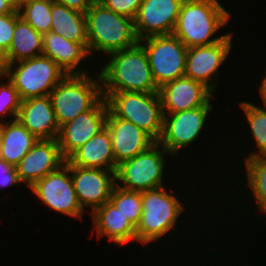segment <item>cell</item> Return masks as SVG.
Masks as SVG:
<instances>
[{"label":"cell","instance_id":"obj_16","mask_svg":"<svg viewBox=\"0 0 266 266\" xmlns=\"http://www.w3.org/2000/svg\"><path fill=\"white\" fill-rule=\"evenodd\" d=\"M65 161L57 139H39L15 167L21 183H27L30 188Z\"/></svg>","mask_w":266,"mask_h":266},{"label":"cell","instance_id":"obj_34","mask_svg":"<svg viewBox=\"0 0 266 266\" xmlns=\"http://www.w3.org/2000/svg\"><path fill=\"white\" fill-rule=\"evenodd\" d=\"M56 2L67 6L70 9L86 13L95 0H55Z\"/></svg>","mask_w":266,"mask_h":266},{"label":"cell","instance_id":"obj_7","mask_svg":"<svg viewBox=\"0 0 266 266\" xmlns=\"http://www.w3.org/2000/svg\"><path fill=\"white\" fill-rule=\"evenodd\" d=\"M14 64H19L16 69H12ZM66 75L53 60L40 55L11 63L4 77L8 78L17 89L21 100H25L33 97L49 96Z\"/></svg>","mask_w":266,"mask_h":266},{"label":"cell","instance_id":"obj_20","mask_svg":"<svg viewBox=\"0 0 266 266\" xmlns=\"http://www.w3.org/2000/svg\"><path fill=\"white\" fill-rule=\"evenodd\" d=\"M66 161L78 167L116 171L117 165L108 128L105 127L94 135L83 146L74 151Z\"/></svg>","mask_w":266,"mask_h":266},{"label":"cell","instance_id":"obj_3","mask_svg":"<svg viewBox=\"0 0 266 266\" xmlns=\"http://www.w3.org/2000/svg\"><path fill=\"white\" fill-rule=\"evenodd\" d=\"M85 16L89 54L95 50L109 55L139 43L134 20L113 12L98 0L92 3Z\"/></svg>","mask_w":266,"mask_h":266},{"label":"cell","instance_id":"obj_24","mask_svg":"<svg viewBox=\"0 0 266 266\" xmlns=\"http://www.w3.org/2000/svg\"><path fill=\"white\" fill-rule=\"evenodd\" d=\"M42 40L43 35L19 16L7 51L10 64L42 55Z\"/></svg>","mask_w":266,"mask_h":266},{"label":"cell","instance_id":"obj_19","mask_svg":"<svg viewBox=\"0 0 266 266\" xmlns=\"http://www.w3.org/2000/svg\"><path fill=\"white\" fill-rule=\"evenodd\" d=\"M16 119L38 140L58 138L60 127L49 96L22 100Z\"/></svg>","mask_w":266,"mask_h":266},{"label":"cell","instance_id":"obj_1","mask_svg":"<svg viewBox=\"0 0 266 266\" xmlns=\"http://www.w3.org/2000/svg\"><path fill=\"white\" fill-rule=\"evenodd\" d=\"M101 69L102 93L158 92L144 47L137 45L111 54Z\"/></svg>","mask_w":266,"mask_h":266},{"label":"cell","instance_id":"obj_21","mask_svg":"<svg viewBox=\"0 0 266 266\" xmlns=\"http://www.w3.org/2000/svg\"><path fill=\"white\" fill-rule=\"evenodd\" d=\"M42 55L53 60L66 74H89L76 68L85 57H89L88 50L81 44L65 39L62 35L52 31L43 34Z\"/></svg>","mask_w":266,"mask_h":266},{"label":"cell","instance_id":"obj_31","mask_svg":"<svg viewBox=\"0 0 266 266\" xmlns=\"http://www.w3.org/2000/svg\"><path fill=\"white\" fill-rule=\"evenodd\" d=\"M113 12L134 20L142 0H98Z\"/></svg>","mask_w":266,"mask_h":266},{"label":"cell","instance_id":"obj_23","mask_svg":"<svg viewBox=\"0 0 266 266\" xmlns=\"http://www.w3.org/2000/svg\"><path fill=\"white\" fill-rule=\"evenodd\" d=\"M51 21L53 33L88 48L87 21L84 13L55 1L52 2Z\"/></svg>","mask_w":266,"mask_h":266},{"label":"cell","instance_id":"obj_2","mask_svg":"<svg viewBox=\"0 0 266 266\" xmlns=\"http://www.w3.org/2000/svg\"><path fill=\"white\" fill-rule=\"evenodd\" d=\"M229 17L230 13L218 0H183L172 34L187 48L208 46L229 35L211 38L227 24Z\"/></svg>","mask_w":266,"mask_h":266},{"label":"cell","instance_id":"obj_8","mask_svg":"<svg viewBox=\"0 0 266 266\" xmlns=\"http://www.w3.org/2000/svg\"><path fill=\"white\" fill-rule=\"evenodd\" d=\"M160 146L156 141L133 159L118 165L115 171V180L124 183V185L121 186L118 183L116 185L125 190L139 192L162 187L164 157L170 153L163 146Z\"/></svg>","mask_w":266,"mask_h":266},{"label":"cell","instance_id":"obj_28","mask_svg":"<svg viewBox=\"0 0 266 266\" xmlns=\"http://www.w3.org/2000/svg\"><path fill=\"white\" fill-rule=\"evenodd\" d=\"M240 107L246 115L258 149V152H252L245 160L247 158L266 156V109L245 101L240 103Z\"/></svg>","mask_w":266,"mask_h":266},{"label":"cell","instance_id":"obj_5","mask_svg":"<svg viewBox=\"0 0 266 266\" xmlns=\"http://www.w3.org/2000/svg\"><path fill=\"white\" fill-rule=\"evenodd\" d=\"M102 96L115 117L132 122L155 141L160 139L164 113L158 92H115Z\"/></svg>","mask_w":266,"mask_h":266},{"label":"cell","instance_id":"obj_15","mask_svg":"<svg viewBox=\"0 0 266 266\" xmlns=\"http://www.w3.org/2000/svg\"><path fill=\"white\" fill-rule=\"evenodd\" d=\"M182 2L183 0H142L134 18L138 39L172 34Z\"/></svg>","mask_w":266,"mask_h":266},{"label":"cell","instance_id":"obj_11","mask_svg":"<svg viewBox=\"0 0 266 266\" xmlns=\"http://www.w3.org/2000/svg\"><path fill=\"white\" fill-rule=\"evenodd\" d=\"M210 102L203 107L164 114L163 130L157 142L172 156L191 145L201 133L208 113L213 109Z\"/></svg>","mask_w":266,"mask_h":266},{"label":"cell","instance_id":"obj_4","mask_svg":"<svg viewBox=\"0 0 266 266\" xmlns=\"http://www.w3.org/2000/svg\"><path fill=\"white\" fill-rule=\"evenodd\" d=\"M93 78L67 74L49 94L59 127L90 110L103 97L100 74L95 81Z\"/></svg>","mask_w":266,"mask_h":266},{"label":"cell","instance_id":"obj_18","mask_svg":"<svg viewBox=\"0 0 266 266\" xmlns=\"http://www.w3.org/2000/svg\"><path fill=\"white\" fill-rule=\"evenodd\" d=\"M111 139L116 165L133 159L147 150L156 141L144 130L122 118L115 117L109 110L106 119Z\"/></svg>","mask_w":266,"mask_h":266},{"label":"cell","instance_id":"obj_14","mask_svg":"<svg viewBox=\"0 0 266 266\" xmlns=\"http://www.w3.org/2000/svg\"><path fill=\"white\" fill-rule=\"evenodd\" d=\"M232 37L230 33L224 40L208 46H195L187 48L185 76L203 83L212 92L217 84L213 81L215 73L225 61L232 48ZM212 78V79H211Z\"/></svg>","mask_w":266,"mask_h":266},{"label":"cell","instance_id":"obj_38","mask_svg":"<svg viewBox=\"0 0 266 266\" xmlns=\"http://www.w3.org/2000/svg\"><path fill=\"white\" fill-rule=\"evenodd\" d=\"M6 124H7V122L1 123V120H0V147H1V144L3 142V137H4V132H5Z\"/></svg>","mask_w":266,"mask_h":266},{"label":"cell","instance_id":"obj_29","mask_svg":"<svg viewBox=\"0 0 266 266\" xmlns=\"http://www.w3.org/2000/svg\"><path fill=\"white\" fill-rule=\"evenodd\" d=\"M110 201L136 227L142 215L141 192L114 186Z\"/></svg>","mask_w":266,"mask_h":266},{"label":"cell","instance_id":"obj_27","mask_svg":"<svg viewBox=\"0 0 266 266\" xmlns=\"http://www.w3.org/2000/svg\"><path fill=\"white\" fill-rule=\"evenodd\" d=\"M245 167L247 185L253 192L260 211L266 213V156L247 158Z\"/></svg>","mask_w":266,"mask_h":266},{"label":"cell","instance_id":"obj_25","mask_svg":"<svg viewBox=\"0 0 266 266\" xmlns=\"http://www.w3.org/2000/svg\"><path fill=\"white\" fill-rule=\"evenodd\" d=\"M37 140L17 119L7 122L0 147V159L15 167Z\"/></svg>","mask_w":266,"mask_h":266},{"label":"cell","instance_id":"obj_32","mask_svg":"<svg viewBox=\"0 0 266 266\" xmlns=\"http://www.w3.org/2000/svg\"><path fill=\"white\" fill-rule=\"evenodd\" d=\"M20 16V13L18 9L10 14H1L0 15V45L8 51L15 25H16V20Z\"/></svg>","mask_w":266,"mask_h":266},{"label":"cell","instance_id":"obj_9","mask_svg":"<svg viewBox=\"0 0 266 266\" xmlns=\"http://www.w3.org/2000/svg\"><path fill=\"white\" fill-rule=\"evenodd\" d=\"M139 43L146 50L158 88L185 76L187 47L175 35L149 36L139 40Z\"/></svg>","mask_w":266,"mask_h":266},{"label":"cell","instance_id":"obj_17","mask_svg":"<svg viewBox=\"0 0 266 266\" xmlns=\"http://www.w3.org/2000/svg\"><path fill=\"white\" fill-rule=\"evenodd\" d=\"M212 93L203 83L187 76L168 82L158 90L164 114L203 107L211 100Z\"/></svg>","mask_w":266,"mask_h":266},{"label":"cell","instance_id":"obj_39","mask_svg":"<svg viewBox=\"0 0 266 266\" xmlns=\"http://www.w3.org/2000/svg\"><path fill=\"white\" fill-rule=\"evenodd\" d=\"M18 1H47V2H55V0H18Z\"/></svg>","mask_w":266,"mask_h":266},{"label":"cell","instance_id":"obj_26","mask_svg":"<svg viewBox=\"0 0 266 266\" xmlns=\"http://www.w3.org/2000/svg\"><path fill=\"white\" fill-rule=\"evenodd\" d=\"M20 17L42 35L51 31L52 2L18 1Z\"/></svg>","mask_w":266,"mask_h":266},{"label":"cell","instance_id":"obj_33","mask_svg":"<svg viewBox=\"0 0 266 266\" xmlns=\"http://www.w3.org/2000/svg\"><path fill=\"white\" fill-rule=\"evenodd\" d=\"M21 183L16 167L0 159V187H8Z\"/></svg>","mask_w":266,"mask_h":266},{"label":"cell","instance_id":"obj_36","mask_svg":"<svg viewBox=\"0 0 266 266\" xmlns=\"http://www.w3.org/2000/svg\"><path fill=\"white\" fill-rule=\"evenodd\" d=\"M9 65L7 51L0 45V78H4Z\"/></svg>","mask_w":266,"mask_h":266},{"label":"cell","instance_id":"obj_35","mask_svg":"<svg viewBox=\"0 0 266 266\" xmlns=\"http://www.w3.org/2000/svg\"><path fill=\"white\" fill-rule=\"evenodd\" d=\"M17 7L18 0H0V15L13 13Z\"/></svg>","mask_w":266,"mask_h":266},{"label":"cell","instance_id":"obj_10","mask_svg":"<svg viewBox=\"0 0 266 266\" xmlns=\"http://www.w3.org/2000/svg\"><path fill=\"white\" fill-rule=\"evenodd\" d=\"M30 190L42 203L61 214L81 219L84 213L76 196L70 168L66 164L34 183Z\"/></svg>","mask_w":266,"mask_h":266},{"label":"cell","instance_id":"obj_13","mask_svg":"<svg viewBox=\"0 0 266 266\" xmlns=\"http://www.w3.org/2000/svg\"><path fill=\"white\" fill-rule=\"evenodd\" d=\"M107 115V102L102 97L90 110L62 125L57 141L63 157L67 159L74 151L104 129Z\"/></svg>","mask_w":266,"mask_h":266},{"label":"cell","instance_id":"obj_30","mask_svg":"<svg viewBox=\"0 0 266 266\" xmlns=\"http://www.w3.org/2000/svg\"><path fill=\"white\" fill-rule=\"evenodd\" d=\"M21 98L17 89L7 79V84H0V118L5 117V114L17 118L19 108L21 106ZM2 116V117H1Z\"/></svg>","mask_w":266,"mask_h":266},{"label":"cell","instance_id":"obj_6","mask_svg":"<svg viewBox=\"0 0 266 266\" xmlns=\"http://www.w3.org/2000/svg\"><path fill=\"white\" fill-rule=\"evenodd\" d=\"M142 215L136 226L140 243L156 241L168 233L178 220L183 206L164 186L141 192Z\"/></svg>","mask_w":266,"mask_h":266},{"label":"cell","instance_id":"obj_37","mask_svg":"<svg viewBox=\"0 0 266 266\" xmlns=\"http://www.w3.org/2000/svg\"><path fill=\"white\" fill-rule=\"evenodd\" d=\"M259 93L263 101V105L266 107V75L264 76L261 86L259 87Z\"/></svg>","mask_w":266,"mask_h":266},{"label":"cell","instance_id":"obj_12","mask_svg":"<svg viewBox=\"0 0 266 266\" xmlns=\"http://www.w3.org/2000/svg\"><path fill=\"white\" fill-rule=\"evenodd\" d=\"M65 164L70 168L76 196L83 211L86 207H91L93 213L105 202L110 201L116 185L115 171L78 167L67 161Z\"/></svg>","mask_w":266,"mask_h":266},{"label":"cell","instance_id":"obj_22","mask_svg":"<svg viewBox=\"0 0 266 266\" xmlns=\"http://www.w3.org/2000/svg\"><path fill=\"white\" fill-rule=\"evenodd\" d=\"M92 217L98 238L107 236L109 241H114L118 246L132 240L137 241L136 227L111 201L97 208Z\"/></svg>","mask_w":266,"mask_h":266}]
</instances>
